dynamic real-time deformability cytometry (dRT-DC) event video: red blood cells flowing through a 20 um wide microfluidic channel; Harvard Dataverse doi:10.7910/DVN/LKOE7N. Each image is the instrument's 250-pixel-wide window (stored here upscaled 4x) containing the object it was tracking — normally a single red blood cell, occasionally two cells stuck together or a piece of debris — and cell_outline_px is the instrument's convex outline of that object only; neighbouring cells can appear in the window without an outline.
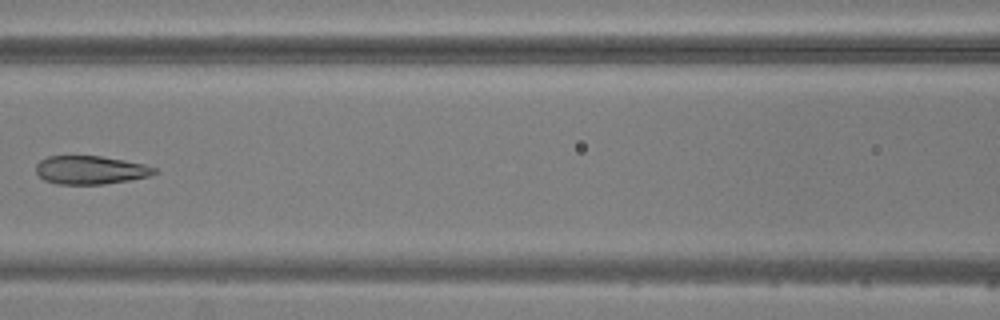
{"species": "common noctule bat (a hibernating species)", "species_latin": "Nyctalus noctula", "temperature_condition": "warm", "stored_images_in_passage": 6, "camera_frame_rate_fps": 3000, "um_per_image_px": 0.085, "animal": {"sex": "male", "body_mass_g": 20.5, "forearm_length_mm": 52.5}, "frame": {"image": 1, "passage_image": 6, "time_ms": 6.667, "image_size_px": [1000, 320], "cell_outline_px": [[160, 172], [148, 176], [128, 180], [104, 184], [56, 184], [44, 180], [36, 172], [36, 164], [40, 160], [48, 156], [100, 156], [124, 160], [144, 164], [156, 168]], "centroid_in_image_um": [7.69, 14.45], "position_along_channel_um": 158.9, "area_um2": 19.59}}